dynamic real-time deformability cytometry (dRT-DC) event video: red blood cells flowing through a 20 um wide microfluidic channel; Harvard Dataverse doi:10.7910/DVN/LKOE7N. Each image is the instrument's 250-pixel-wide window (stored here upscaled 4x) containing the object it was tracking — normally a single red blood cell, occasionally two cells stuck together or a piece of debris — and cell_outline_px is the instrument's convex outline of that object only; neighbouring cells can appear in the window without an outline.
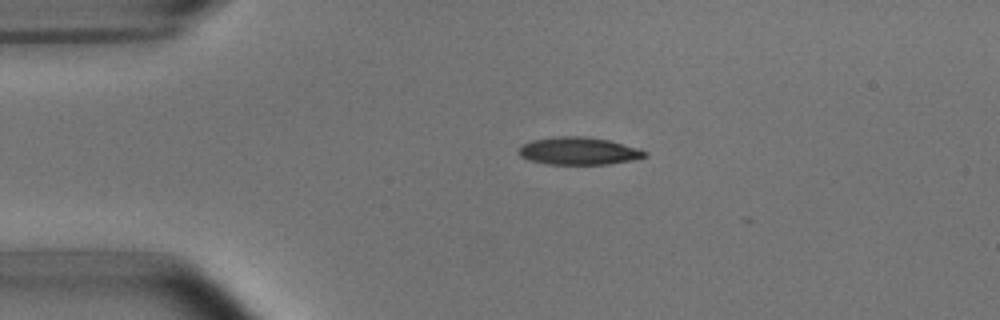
{"species": "common noctule bat (a hibernating species)", "species_latin": "Nyctalus noctula", "temperature_condition": "room temperature", "stored_images_in_passage": 14, "camera_frame_rate_fps": 3000, "um_per_image_px": 0.085, "animal": {"sex": "male", "body_mass_g": 15.6}, "frame": {"image": 1, "passage_image": 10, "time_ms": 3.0, "image_size_px": [1000, 320], "cell_outline_px": [[648, 156], [632, 160], [608, 164], [548, 164], [528, 160], [520, 156], [516, 152], [516, 148], [532, 140], [556, 136], [584, 136], [608, 140], [640, 148], [648, 152]], "centroid_in_image_um": [49.17, 12.83], "position_along_channel_um": 35.8, "area_um2": 20.46}}